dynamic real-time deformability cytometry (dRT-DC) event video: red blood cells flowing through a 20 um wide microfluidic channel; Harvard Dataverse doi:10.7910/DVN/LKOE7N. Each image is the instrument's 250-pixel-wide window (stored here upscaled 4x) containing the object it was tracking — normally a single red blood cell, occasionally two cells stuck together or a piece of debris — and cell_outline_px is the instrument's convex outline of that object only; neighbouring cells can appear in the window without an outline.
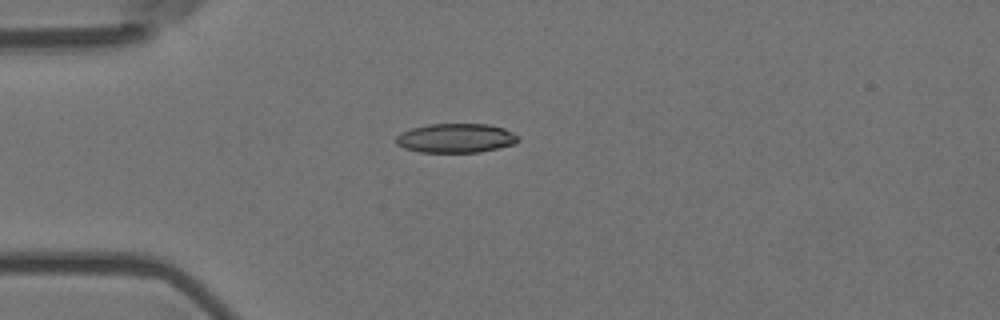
{"species": "Egyptian fruit bat (a non-hibernating species)", "species_latin": "Rousettus aegyptiacus", "temperature_condition": "room temperature", "stored_images_in_passage": 1, "camera_frame_rate_fps": 3000, "um_per_image_px": 0.085, "animal": {"sex": "female"}, "frame": {"image": 1, "passage_image": 1, "time_ms": 0.0, "image_size_px": [1000, 320], "cell_outline_px": [[520, 140], [512, 144], [480, 152], [420, 152], [404, 148], [396, 144], [396, 136], [400, 132], [412, 128], [428, 124], [488, 124], [504, 128], [512, 132]], "centroid_in_image_um": [38.7, 11.73], "position_along_channel_um": 46.3, "area_um2": 20.69}}